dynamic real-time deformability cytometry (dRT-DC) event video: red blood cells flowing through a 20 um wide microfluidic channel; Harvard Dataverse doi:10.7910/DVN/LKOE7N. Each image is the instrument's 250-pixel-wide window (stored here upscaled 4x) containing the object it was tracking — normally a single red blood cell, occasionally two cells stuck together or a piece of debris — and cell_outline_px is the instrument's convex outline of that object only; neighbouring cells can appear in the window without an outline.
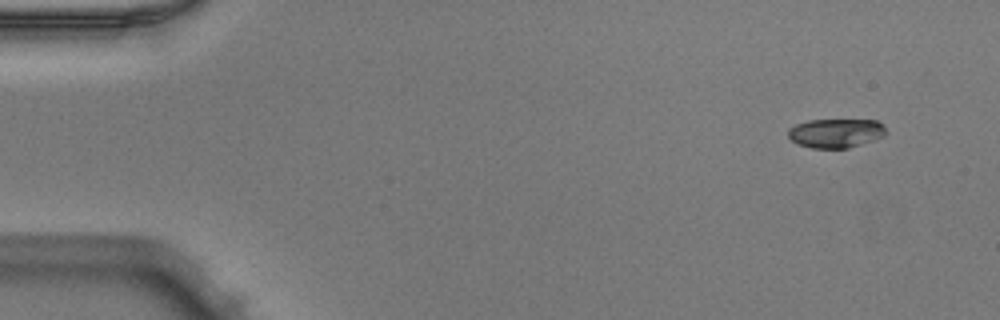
{"species": "Egyptian fruit bat (a non-hibernating species)", "species_latin": "Rousettus aegyptiacus", "temperature_condition": "warm", "stored_images_in_passage": 48, "camera_frame_rate_fps": 3000, "um_per_image_px": 0.085, "animal": {"sex": "male"}, "frame": {"image": 1, "passage_image": 1, "time_ms": 0.0, "image_size_px": [1000, 320], "cell_outline_px": [[884, 136], [848, 148], [812, 148], [800, 144], [792, 140], [788, 136], [788, 128], [796, 124], [808, 120], [876, 120], [884, 128]], "centroid_in_image_um": [71.0, 11.31], "position_along_channel_um": 14.0, "area_um2": 16.3}}
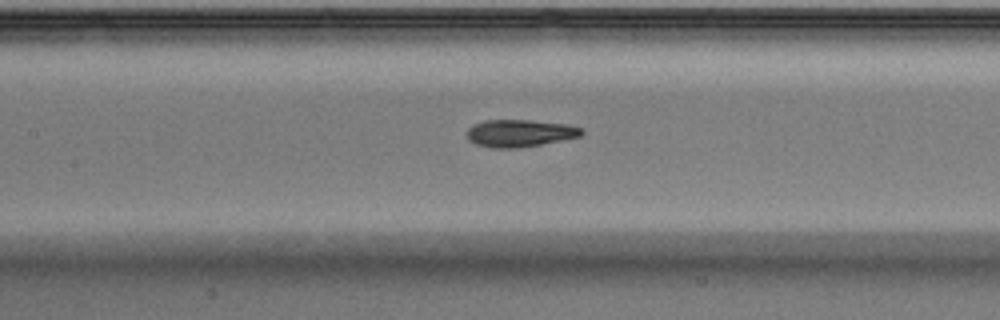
{"frame": {"image": 2, "passage_image": 21, "time_ms": 6.667, "image_size_px": [1000, 320], "cell_outline_px": [[584, 132], [580, 136], [564, 140], [520, 148], [492, 148], [476, 144], [468, 140], [468, 128], [472, 124], [484, 120], [528, 120], [568, 124], [584, 128]], "centroid_in_image_um": [44.2, 11.32], "position_along_channel_um": 163.2, "area_um2": 18.44}}
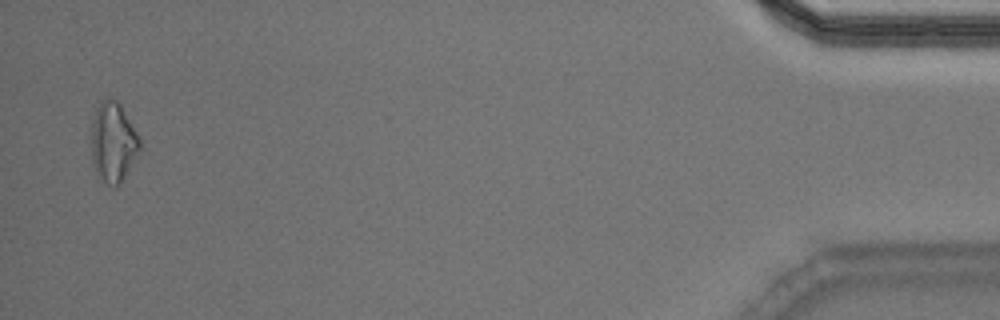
{"frame": {"image": 3, "passage_image": 47, "time_ms": 15.333, "image_size_px": [1000, 320], "cell_outline_px": [[140, 148], [124, 176], [116, 184], [108, 184], [96, 172], [92, 164], [92, 120], [96, 108], [104, 100], [112, 96], [120, 104], [136, 132], [140, 140]], "centroid_in_image_um": [9.59, 12.02], "position_along_channel_um": 425.6, "area_um2": 21.73}, "authors_computed_cell_mechanics": {"area_um2": 18.1492, "velocity_mm_per_s": 3.9938, "shape_relaxation_time_tau1_ms": 4.5161, "shape_relaxation_time_tau2_ms": 3.4412, "deformation_change_tau1": 0.1634, "deformation_change_tau2": 0.0739}}